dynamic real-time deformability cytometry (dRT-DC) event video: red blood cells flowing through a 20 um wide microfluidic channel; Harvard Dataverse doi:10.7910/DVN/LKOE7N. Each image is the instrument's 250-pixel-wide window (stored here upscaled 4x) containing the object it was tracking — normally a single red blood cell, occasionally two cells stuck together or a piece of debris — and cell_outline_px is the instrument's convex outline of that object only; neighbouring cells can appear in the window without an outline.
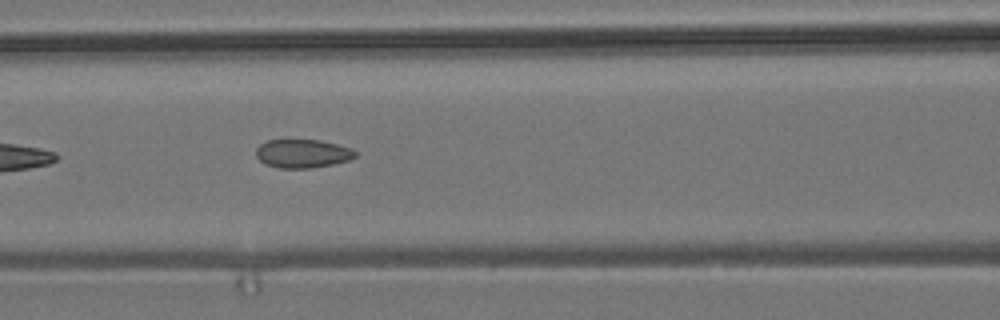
{"species": "common noctule bat (a hibernating species)", "species_latin": "Nyctalus noctula", "temperature_condition": "room temperature", "stored_images_in_passage": 5, "camera_frame_rate_fps": 3000, "um_per_image_px": 0.085, "animal": {"sex": "male", "body_mass_g": 19.2, "forearm_length_mm": 51.8}, "frame": {"image": 1, "passage_image": 5, "time_ms": 4.667, "image_size_px": [1000, 320], "cell_outline_px": [[356, 156], [348, 160], [332, 164], [312, 168], [280, 168], [264, 164], [256, 156], [256, 148], [260, 144], [268, 140], [320, 140], [352, 148], [356, 152]], "centroid_in_image_um": [25.7, 13.05], "position_along_channel_um": 140.9, "area_um2": 16.47}}